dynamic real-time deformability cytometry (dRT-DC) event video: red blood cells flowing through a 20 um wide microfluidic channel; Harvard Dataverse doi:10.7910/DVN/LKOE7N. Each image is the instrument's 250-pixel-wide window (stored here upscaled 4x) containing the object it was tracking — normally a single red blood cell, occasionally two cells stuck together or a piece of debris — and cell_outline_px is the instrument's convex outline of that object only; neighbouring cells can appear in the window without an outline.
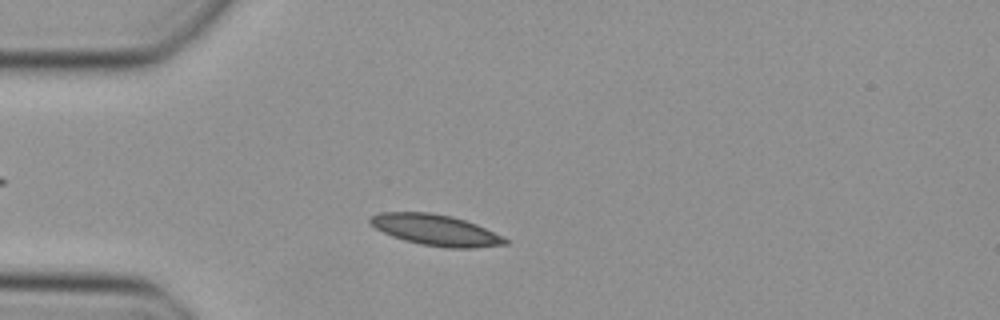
{"species": "Egyptian fruit bat (a non-hibernating species)", "species_latin": "Rousettus aegyptiacus", "temperature_condition": "cold", "stored_images_in_passage": 44, "camera_frame_rate_fps": 3000, "um_per_image_px": 0.085, "animal": {"sex": "female"}, "frame": {"image": 1, "passage_image": 8, "time_ms": 2.333, "image_size_px": [1000, 320], "cell_outline_px": [[508, 244], [472, 248], [448, 248], [424, 244], [404, 240], [392, 236], [376, 228], [368, 220], [372, 216], [380, 212], [432, 212], [452, 216], [476, 224], [508, 240]], "centroid_in_image_um": [37.02, 19.54], "position_along_channel_um": 48.0, "area_um2": 23.99}}
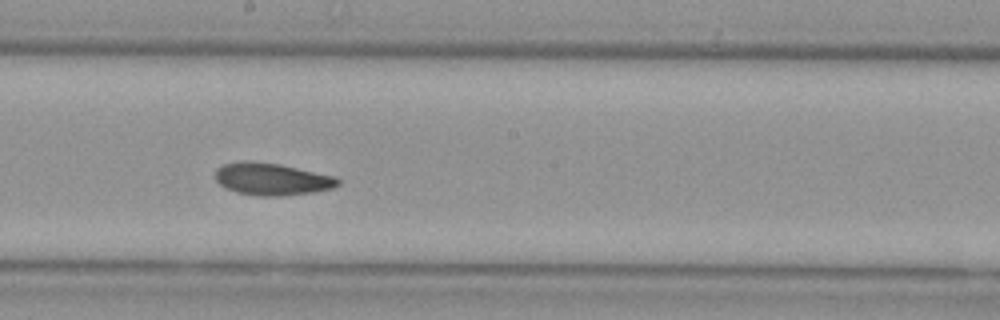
{"frame": {"image": 2, "passage_image": 22, "time_ms": 7.0, "image_size_px": [1000, 320], "cell_outline_px": [[340, 184], [332, 188], [312, 192], [280, 196], [260, 196], [236, 192], [220, 184], [216, 180], [216, 168], [224, 164], [244, 160], [248, 160], [276, 164], [336, 176], [340, 180]], "centroid_in_image_um": [23.11, 15.22], "position_along_channel_um": 225.1, "area_um2": 22.77}}
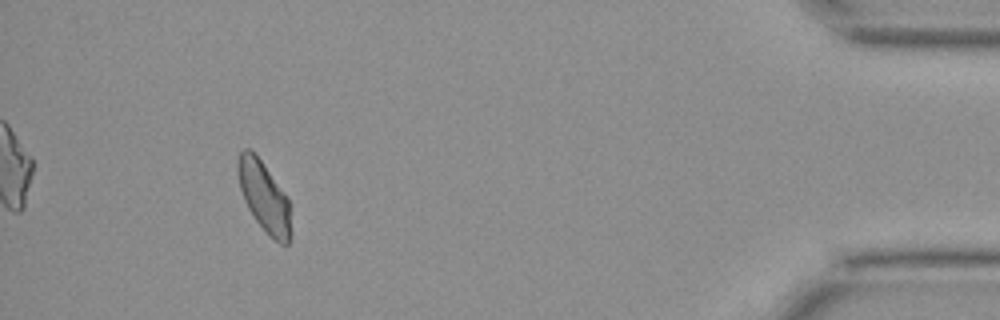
{"frame": {"image": 3, "passage_image": 40, "time_ms": 13.0, "image_size_px": [1000, 320], "cell_outline_px": [[292, 236], [288, 244], [280, 244], [268, 236], [256, 220], [248, 208], [244, 200], [240, 188], [236, 168], [236, 164], [240, 152], [244, 148], [252, 148], [288, 200], [292, 232]], "centroid_in_image_um": [22.43, 16.75], "position_along_channel_um": 412.8, "area_um2": 21.68}}